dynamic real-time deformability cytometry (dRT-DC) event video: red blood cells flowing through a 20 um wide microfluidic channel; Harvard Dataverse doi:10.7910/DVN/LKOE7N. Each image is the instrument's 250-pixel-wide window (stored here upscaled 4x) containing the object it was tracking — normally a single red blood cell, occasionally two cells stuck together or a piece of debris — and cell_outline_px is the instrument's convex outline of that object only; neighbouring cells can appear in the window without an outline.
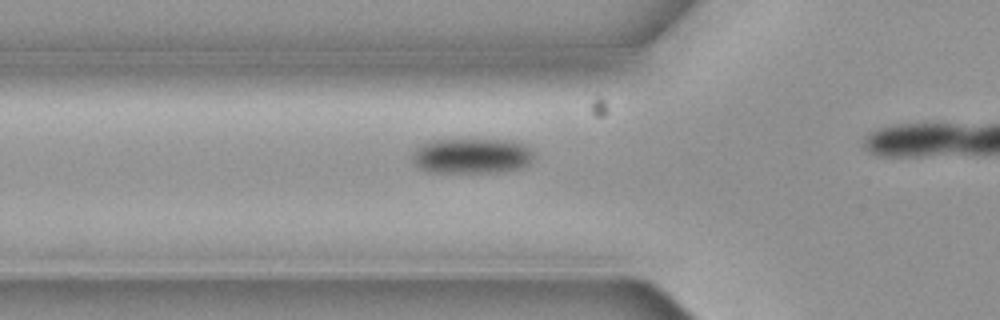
{"species": "common noctule bat (a hibernating species)", "species_latin": "Nyctalus noctula", "temperature_condition": "cold", "stored_images_in_passage": 7, "camera_frame_rate_fps": 3000, "um_per_image_px": 0.085, "animal": {"sex": "female", "body_mass_g": 19.3, "forearm_length_mm": 54.1}, "frame": {"image": 1, "passage_image": 7, "time_ms": 2.0, "image_size_px": [1000, 320], "cell_outline_px": [[536, 156], [528, 164], [520, 168], [492, 172], [432, 172], [420, 168], [412, 160], [412, 152], [420, 144], [432, 140], [508, 140], [524, 144]], "centroid_in_image_um": [40.08, 13.24], "position_along_channel_um": 85.7, "area_um2": 24.85}}